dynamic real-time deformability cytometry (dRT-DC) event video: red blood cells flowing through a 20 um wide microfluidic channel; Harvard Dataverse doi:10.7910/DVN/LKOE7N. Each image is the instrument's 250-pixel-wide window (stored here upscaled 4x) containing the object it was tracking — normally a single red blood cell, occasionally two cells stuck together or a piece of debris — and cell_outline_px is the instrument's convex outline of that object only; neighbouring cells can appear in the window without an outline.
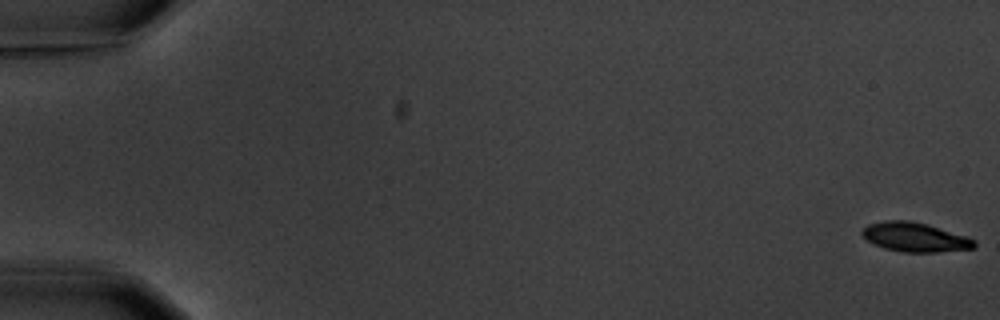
{"species": "common noctule bat (a hibernating species)", "species_latin": "Nyctalus noctula", "temperature_condition": "warm", "stored_images_in_passage": 9, "camera_frame_rate_fps": 3000, "um_per_image_px": 0.085, "animal": {"sex": "male", "body_mass_g": 20.1, "forearm_length_mm": 53.5}, "frame": {"image": 1, "passage_image": 1, "time_ms": 0.0, "image_size_px": [1000, 320], "cell_outline_px": [[976, 244], [972, 248], [936, 252], [904, 252], [884, 248], [868, 240], [860, 232], [868, 224], [884, 220], [908, 220], [928, 224], [968, 236], [976, 240]], "centroid_in_image_um": [77.79, 20.14], "position_along_channel_um": 7.2, "area_um2": 19.07}}
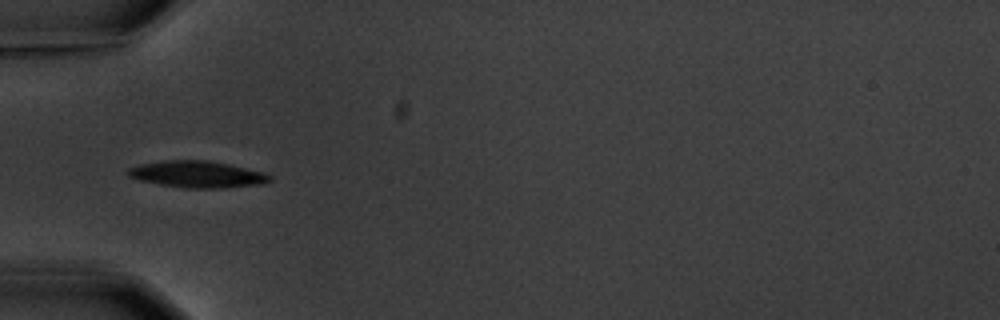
{"frame": {"image": 2, "passage_image": 6, "time_ms": 6.333, "image_size_px": [1000, 320], "cell_outline_px": [[272, 180], [264, 184], [220, 188], [184, 188], [160, 184], [140, 180], [128, 176], [124, 172], [128, 168], [140, 164], [164, 160], [208, 160], [228, 164], [264, 172], [272, 176]], "centroid_in_image_um": [16.77, 14.81], "position_along_channel_um": 68.2, "area_um2": 22.14}}